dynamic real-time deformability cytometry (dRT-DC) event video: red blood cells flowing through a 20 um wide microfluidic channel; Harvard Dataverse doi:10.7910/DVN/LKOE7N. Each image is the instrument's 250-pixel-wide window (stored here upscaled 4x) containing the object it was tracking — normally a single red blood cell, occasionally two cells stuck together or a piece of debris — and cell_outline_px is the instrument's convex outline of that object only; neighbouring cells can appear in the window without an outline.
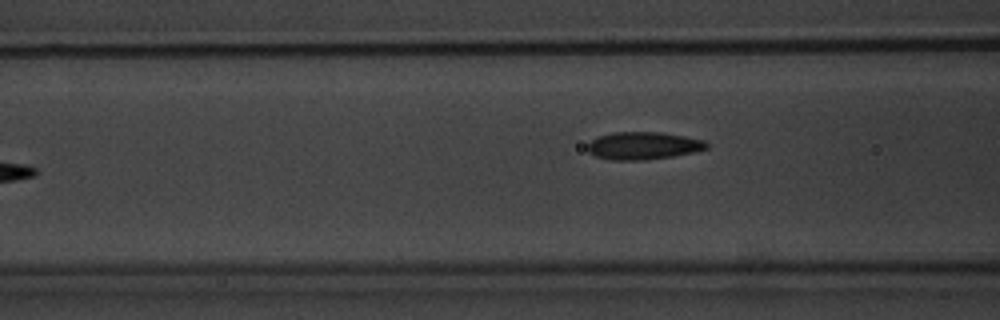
{"species": "common noctule bat (a hibernating species)", "species_latin": "Nyctalus noctula", "temperature_condition": "warm", "stored_images_in_passage": 6, "camera_frame_rate_fps": 3000, "um_per_image_px": 0.085, "animal": {"sex": "male", "body_mass_g": 20.1, "forearm_length_mm": 53.5}, "frame": {"image": 1, "passage_image": 6, "time_ms": 6.667, "image_size_px": [1000, 320], "cell_outline_px": [[708, 148], [692, 152], [672, 156], [644, 160], [612, 160], [596, 156], [588, 152], [588, 144], [596, 136], [612, 132], [660, 132], [684, 136], [704, 140], [708, 144]], "centroid_in_image_um": [54.65, 12.38], "position_along_channel_um": 112.0, "area_um2": 19.07}}